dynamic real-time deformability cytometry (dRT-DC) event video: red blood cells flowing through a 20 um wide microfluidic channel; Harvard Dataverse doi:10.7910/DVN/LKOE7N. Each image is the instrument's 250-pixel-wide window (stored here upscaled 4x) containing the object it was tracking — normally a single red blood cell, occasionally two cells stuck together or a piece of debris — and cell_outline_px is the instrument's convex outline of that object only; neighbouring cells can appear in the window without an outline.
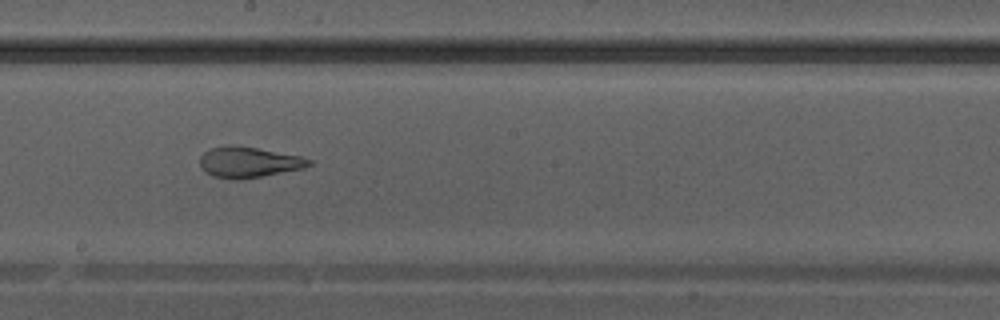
{"species": "Egyptian fruit bat (a non-hibernating species)", "species_latin": "Rousettus aegyptiacus", "temperature_condition": "warm", "stored_images_in_passage": 31, "camera_frame_rate_fps": 3000, "um_per_image_px": 0.085, "animal": {"sex": "male"}, "frame": {"image": 1, "passage_image": 14, "time_ms": 4.333, "image_size_px": [1000, 320], "cell_outline_px": [[312, 164], [304, 168], [240, 180], [232, 180], [212, 176], [204, 172], [200, 164], [200, 156], [204, 152], [212, 148], [224, 144], [232, 144], [256, 148], [300, 156], [312, 160]], "centroid_in_image_um": [21.09, 13.79], "position_along_channel_um": 227.1, "area_um2": 19.65}}